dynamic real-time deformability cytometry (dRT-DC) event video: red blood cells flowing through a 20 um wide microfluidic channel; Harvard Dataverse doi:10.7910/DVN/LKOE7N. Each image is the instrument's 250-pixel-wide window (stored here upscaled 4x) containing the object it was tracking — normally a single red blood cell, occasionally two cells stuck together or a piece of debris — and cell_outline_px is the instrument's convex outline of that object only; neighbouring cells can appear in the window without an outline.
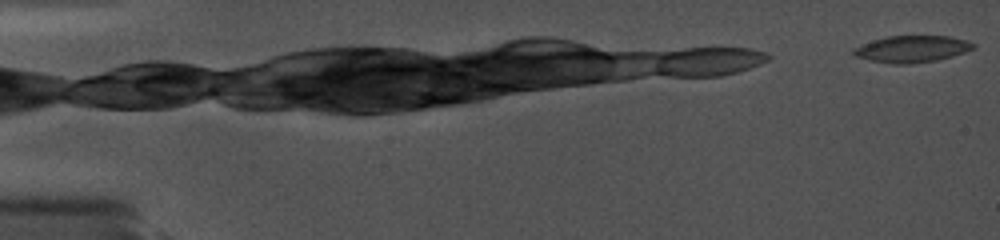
{"species": "common noctule bat (a hibernating species)", "species_latin": "Nyctalus noctula", "temperature_condition": "cold", "stored_images_in_passage": 7, "camera_frame_rate_fps": 5000, "um_per_image_px": 0.085, "animal": {"sex": "female", "body_mass_g": 19.0, "forearm_length_mm": 56.7}, "frame": {"image": 1, "passage_image": 1, "time_ms": 0.0, "image_size_px": [1000, 240], "cell_outline_px": [[976, 48], [952, 56], [936, 60], [908, 64], [892, 64], [868, 60], [856, 56], [848, 52], [852, 48], [872, 40], [888, 36], [948, 36], [968, 40], [976, 44]], "centroid_in_image_um": [77.48, 4.16], "position_along_channel_um": 7.5, "area_um2": 18.84}}